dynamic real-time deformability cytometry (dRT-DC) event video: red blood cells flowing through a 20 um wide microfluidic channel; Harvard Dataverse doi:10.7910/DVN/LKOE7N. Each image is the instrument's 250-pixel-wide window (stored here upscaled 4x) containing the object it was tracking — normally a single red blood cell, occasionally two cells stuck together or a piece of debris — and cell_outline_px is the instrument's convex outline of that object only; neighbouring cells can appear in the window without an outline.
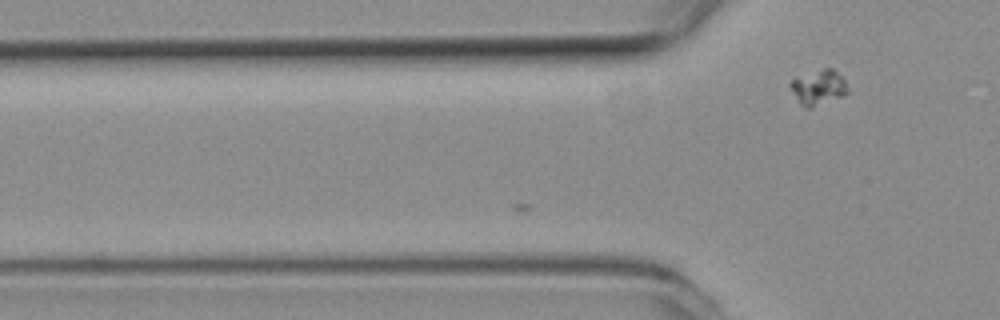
{"species": "common noctule bat (a hibernating species)", "species_latin": "Nyctalus noctula", "temperature_condition": "room temperature", "stored_images_in_passage": 4, "camera_frame_rate_fps": 3000, "um_per_image_px": 0.085, "animal": {"sex": "female", "body_mass_g": 19.3, "forearm_length_mm": 54.1}, "frame": {"image": 1, "passage_image": 4, "time_ms": 1.0, "image_size_px": [1000, 320], "cell_outline_px": [[848, 92], [844, 96], [812, 108], [808, 108], [800, 104], [788, 84], [792, 80], [824, 68], [832, 68], [844, 76], [848, 88]], "centroid_in_image_um": [69.63, 7.44], "position_along_channel_um": 56.2, "area_um2": 11.68}}